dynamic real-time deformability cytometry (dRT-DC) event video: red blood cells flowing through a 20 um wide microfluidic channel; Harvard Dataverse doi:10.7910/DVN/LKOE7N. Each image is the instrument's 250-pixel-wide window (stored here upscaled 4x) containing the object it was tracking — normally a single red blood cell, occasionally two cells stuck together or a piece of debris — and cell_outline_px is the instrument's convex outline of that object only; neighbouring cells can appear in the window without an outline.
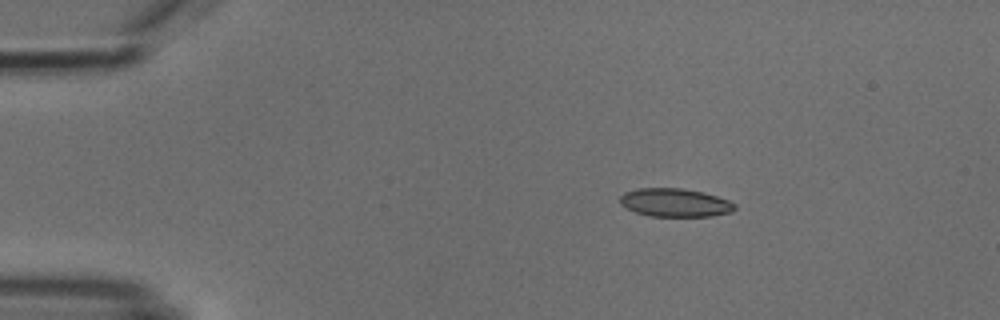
{"species": "common noctule bat (a hibernating species)", "species_latin": "Nyctalus noctula", "temperature_condition": "cold", "stored_images_in_passage": 5, "camera_frame_rate_fps": 3000, "um_per_image_px": 0.085, "animal": {"sex": "male", "body_mass_g": 18.8}, "frame": {"image": 1, "passage_image": 3, "time_ms": 2.333, "image_size_px": [1000, 320], "cell_outline_px": [[736, 208], [732, 212], [712, 216], [648, 216], [624, 208], [620, 204], [620, 196], [624, 192], [636, 188], [680, 188], [704, 192], [728, 200], [736, 204]], "centroid_in_image_um": [57.35, 17.22], "position_along_channel_um": 27.6, "area_um2": 19.13}}
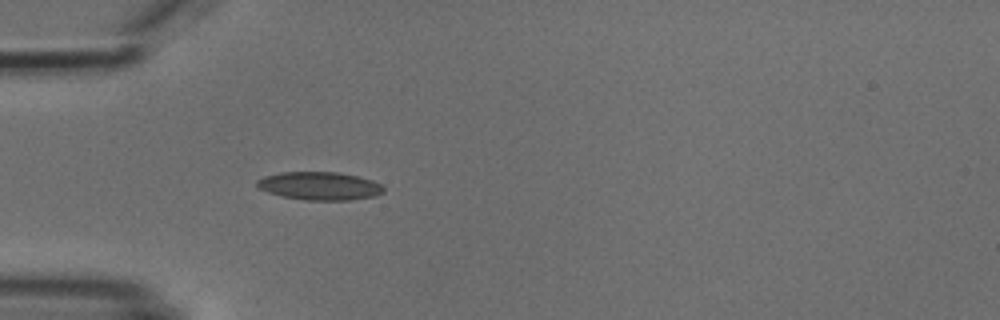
{"frame": {"image": 2, "passage_image": 5, "time_ms": 4.667, "image_size_px": [1000, 320], "cell_outline_px": [[384, 192], [376, 196], [352, 200], [304, 200], [280, 196], [268, 192], [260, 188], [256, 184], [256, 180], [264, 176], [280, 172], [340, 172], [372, 180], [380, 184], [384, 188]], "centroid_in_image_um": [27.17, 15.81], "position_along_channel_um": 57.8, "area_um2": 20.87}}